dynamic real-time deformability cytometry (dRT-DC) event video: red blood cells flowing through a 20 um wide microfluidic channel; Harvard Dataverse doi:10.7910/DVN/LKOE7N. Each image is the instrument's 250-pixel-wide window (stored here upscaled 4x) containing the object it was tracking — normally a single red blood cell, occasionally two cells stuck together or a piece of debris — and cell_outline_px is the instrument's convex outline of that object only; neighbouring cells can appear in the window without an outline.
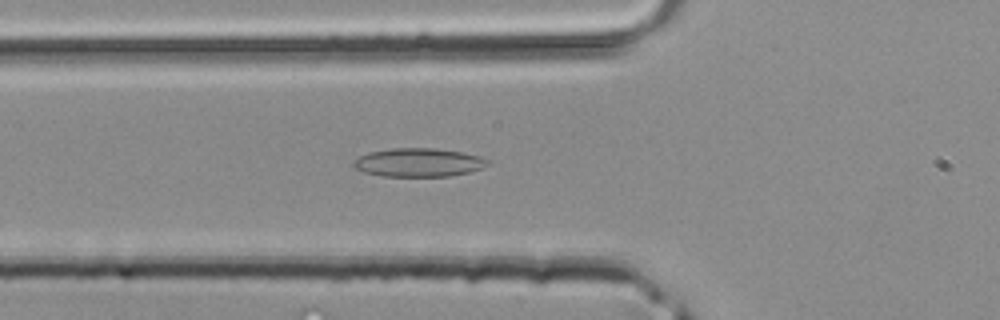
{"species": "common noctule bat (a hibernating species)", "species_latin": "Nyctalus noctula", "temperature_condition": "room temperature", "stored_images_in_passage": 27, "camera_frame_rate_fps": 3000, "um_per_image_px": 0.085, "animal": {"sex": "male", "body_mass_g": 20.4}, "frame": {"image": 1, "passage_image": 4, "time_ms": 1.0, "image_size_px": [1000, 320], "cell_outline_px": [[492, 160], [488, 164], [480, 168], [468, 172], [452, 176], [384, 176], [364, 172], [352, 168], [352, 160], [368, 152], [392, 148], [436, 148], [464, 152], [480, 156]], "centroid_in_image_um": [35.56, 13.8], "position_along_channel_um": 90.2, "area_um2": 22.54}}
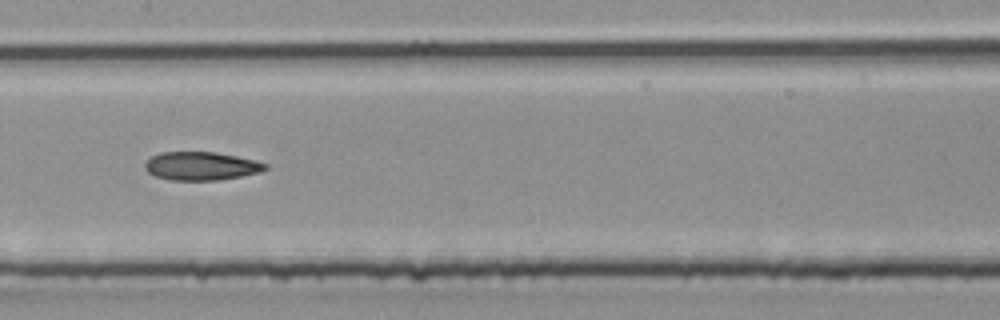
{"frame": {"image": 2, "passage_image": 10, "time_ms": 3.0, "image_size_px": [1000, 320], "cell_outline_px": [[268, 168], [260, 172], [220, 180], [168, 180], [156, 176], [148, 172], [144, 168], [144, 164], [152, 156], [160, 152], [216, 152], [256, 160], [268, 164]], "centroid_in_image_um": [17.11, 14.11], "position_along_channel_um": 190.3, "area_um2": 19.94}}
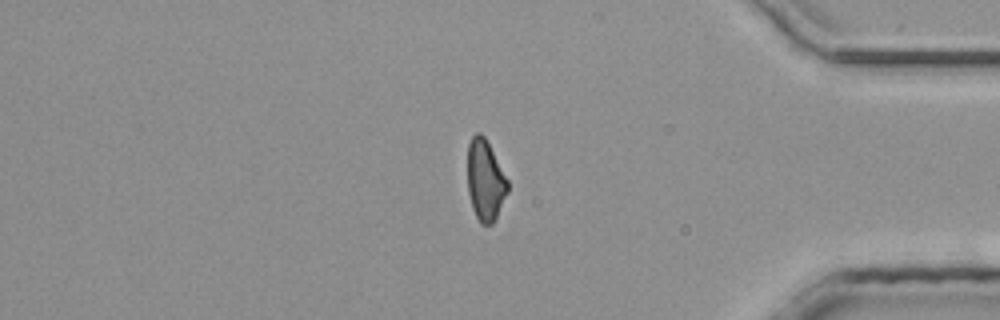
{"frame": {"image": 3, "passage_image": 24, "time_ms": 7.667, "image_size_px": [1000, 320], "cell_outline_px": [[508, 192], [492, 224], [480, 224], [472, 208], [468, 192], [468, 144], [472, 136], [476, 132], [480, 132], [484, 136], [508, 180]], "centroid_in_image_um": [41.23, 15.32], "position_along_channel_um": 394.0, "area_um2": 18.73}}